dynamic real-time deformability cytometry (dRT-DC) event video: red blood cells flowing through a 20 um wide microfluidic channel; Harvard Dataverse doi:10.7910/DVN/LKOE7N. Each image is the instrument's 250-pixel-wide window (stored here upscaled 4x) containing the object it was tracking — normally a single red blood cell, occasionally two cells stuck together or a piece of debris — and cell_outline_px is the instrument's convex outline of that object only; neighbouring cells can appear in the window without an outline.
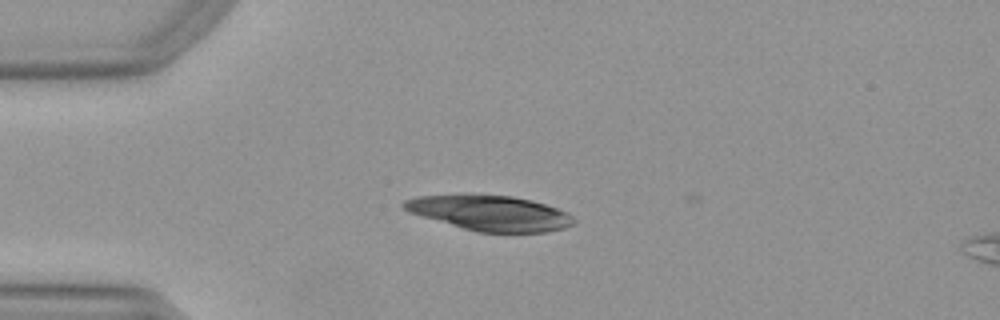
{"species": "Egyptian fruit bat (a non-hibernating species)", "species_latin": "Rousettus aegyptiacus", "temperature_condition": "warm", "stored_images_in_passage": 13, "camera_frame_rate_fps": 3000, "um_per_image_px": 0.085, "animal": {"sex": "female"}, "frame": {"image": 1, "passage_image": 12, "time_ms": 3.667, "image_size_px": [1000, 320], "cell_outline_px": [[576, 220], [572, 224], [564, 228], [548, 232], [476, 232], [408, 212], [400, 204], [404, 200], [416, 196], [512, 196], [532, 200], [556, 208], [564, 212]], "centroid_in_image_um": [41.64, 18.13], "position_along_channel_um": 43.4, "area_um2": 34.04}}